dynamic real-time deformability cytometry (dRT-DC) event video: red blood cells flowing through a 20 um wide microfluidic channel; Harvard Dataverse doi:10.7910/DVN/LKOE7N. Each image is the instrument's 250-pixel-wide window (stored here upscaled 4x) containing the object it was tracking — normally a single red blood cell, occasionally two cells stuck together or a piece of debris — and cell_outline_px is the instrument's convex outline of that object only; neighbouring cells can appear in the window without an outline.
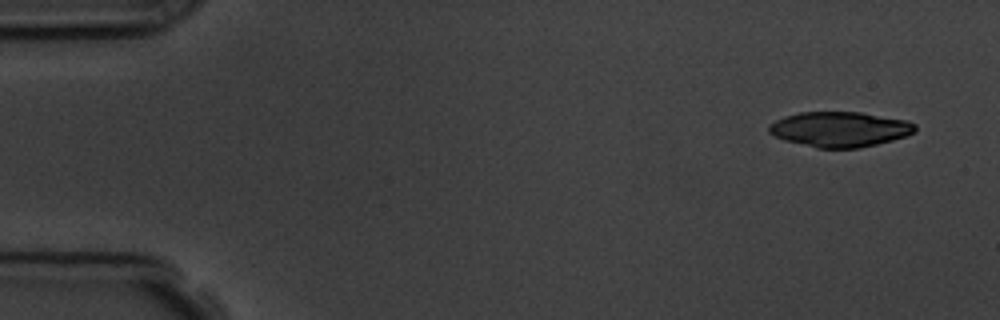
{"species": "common noctule bat (a hibernating species)", "species_latin": "Nyctalus noctula", "temperature_condition": "room temperature", "stored_images_in_passage": 7, "camera_frame_rate_fps": 3000, "um_per_image_px": 0.085, "animal": {"sex": "male", "body_mass_g": 19.5, "forearm_length_mm": 54.6}, "frame": {"image": 1, "passage_image": 1, "time_ms": 0.0, "image_size_px": [1000, 320], "cell_outline_px": [[916, 132], [892, 140], [860, 148], [816, 148], [784, 140], [768, 132], [768, 124], [784, 116], [800, 112], [860, 112], [904, 120], [916, 124]], "centroid_in_image_um": [71.35, 10.99], "position_along_channel_um": 13.6, "area_um2": 29.88}}